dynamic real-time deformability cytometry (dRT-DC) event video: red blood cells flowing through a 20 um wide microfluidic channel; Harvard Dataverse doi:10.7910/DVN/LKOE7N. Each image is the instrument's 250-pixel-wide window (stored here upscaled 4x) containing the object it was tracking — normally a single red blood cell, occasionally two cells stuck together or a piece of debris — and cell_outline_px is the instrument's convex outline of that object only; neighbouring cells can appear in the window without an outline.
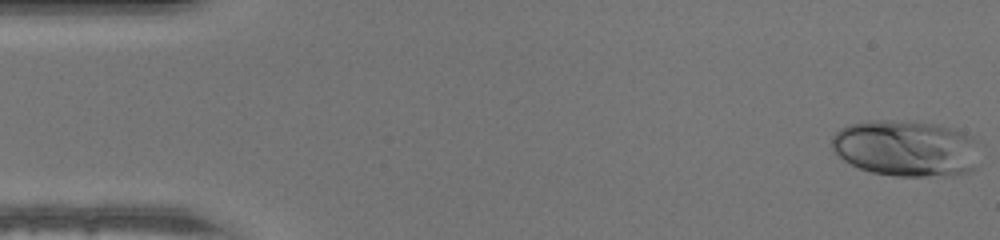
{"species": "human", "species_latin": "Homo sapiens", "temperature_condition": "warm", "stored_images_in_passage": 48, "camera_frame_rate_fps": 3000, "um_per_image_px": 0.085, "donor": {"sex": "male"}, "frame": {"image": 1, "passage_image": 1, "time_ms": 0.0, "image_size_px": [1000, 240], "cell_outline_px": [[980, 140], [976, 168], [968, 172], [944, 176], [892, 176], [872, 172], [860, 168], [844, 160], [832, 148], [832, 136], [840, 128], [848, 124], [872, 120], [892, 120], [940, 124], [964, 132]], "centroid_in_image_um": [77.07, 12.6], "position_along_channel_um": 7.9, "area_um2": 49.13}}
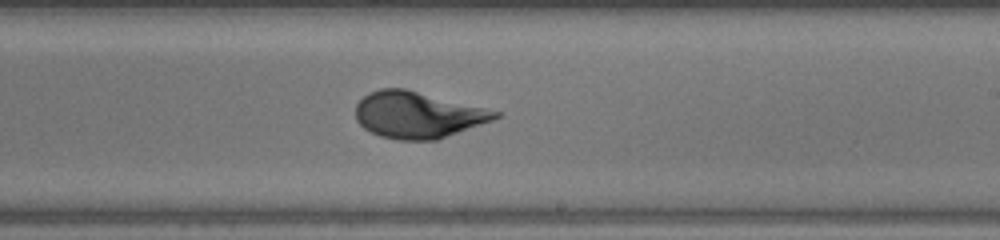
{"frame": {"image": 2, "passage_image": 28, "time_ms": 9.0, "image_size_px": [1000, 240], "cell_outline_px": [[500, 116], [492, 120], [436, 140], [396, 140], [380, 136], [364, 128], [356, 120], [356, 104], [368, 92], [380, 88], [404, 88], [500, 112]], "centroid_in_image_um": [35.45, 9.76], "position_along_channel_um": 253.6, "area_um2": 37.34}}
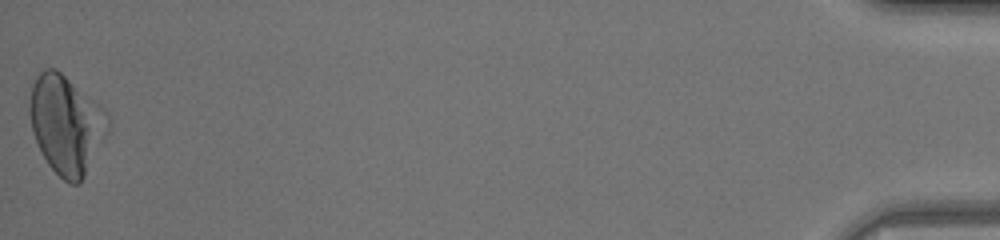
{"frame": {"image": 3, "passage_image": 48, "time_ms": 15.667, "image_size_px": [1000, 240], "cell_outline_px": [[92, 128], [84, 176], [80, 184], [72, 184], [64, 180], [48, 164], [32, 132], [28, 112], [28, 104], [32, 84], [36, 76], [44, 68], [56, 68], [68, 80], [76, 92]], "centroid_in_image_um": [5.08, 10.6], "position_along_channel_um": 430.1, "area_um2": 36.47}}